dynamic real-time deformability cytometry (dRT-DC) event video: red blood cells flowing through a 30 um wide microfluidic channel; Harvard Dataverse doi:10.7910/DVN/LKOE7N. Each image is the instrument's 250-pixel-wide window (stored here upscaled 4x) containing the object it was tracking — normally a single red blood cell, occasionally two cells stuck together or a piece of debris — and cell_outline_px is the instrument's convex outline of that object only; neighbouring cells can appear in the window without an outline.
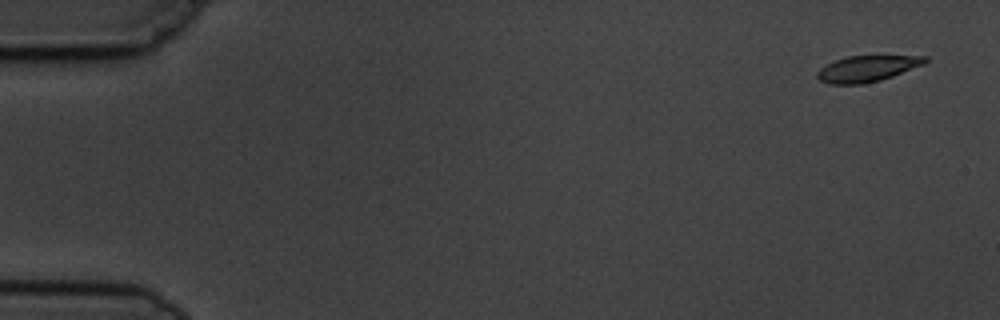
{"species": "common noctule bat (a hibernating species)", "species_latin": "Nyctalus noctula", "temperature_condition": "cold", "stored_images_in_passage": 6, "segment_of_instrument_passage": [1, 2], "camera_frame_rate_fps": 3000, "um_per_image_px": 0.085, "animal": {"sex": "male", "body_mass_g": 19.5, "forearm_length_mm": 54.6}, "frame": {"image": 1, "passage_image": 1, "time_ms": 0.0, "image_size_px": [1000, 320], "cell_outline_px": [[928, 60], [924, 64], [892, 76], [880, 80], [864, 84], [828, 84], [820, 80], [816, 76], [816, 72], [820, 68], [836, 60], [848, 56], [928, 56]], "centroid_in_image_um": [73.69, 5.84], "position_along_channel_um": 11.3, "area_um2": 16.24}}